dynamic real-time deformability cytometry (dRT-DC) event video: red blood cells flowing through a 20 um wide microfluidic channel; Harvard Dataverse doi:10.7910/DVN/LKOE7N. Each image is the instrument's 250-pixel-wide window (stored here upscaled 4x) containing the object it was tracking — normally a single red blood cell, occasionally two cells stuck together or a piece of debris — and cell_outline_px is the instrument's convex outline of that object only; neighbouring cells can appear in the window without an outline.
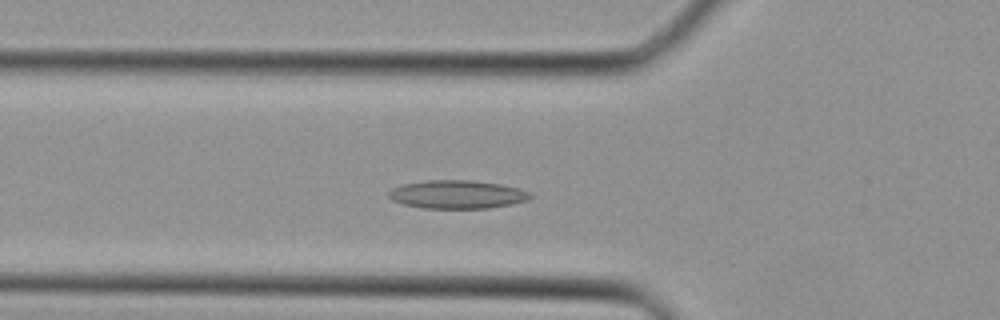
{"species": "Egyptian fruit bat (a non-hibernating species)", "species_latin": "Rousettus aegyptiacus", "temperature_condition": "cold", "stored_images_in_passage": 25, "camera_frame_rate_fps": 3000, "um_per_image_px": 0.085, "animal": {"sex": "female"}, "frame": {"image": 1, "passage_image": 2, "time_ms": 0.333, "image_size_px": [1000, 320], "cell_outline_px": [[532, 196], [528, 200], [512, 204], [488, 208], [424, 208], [404, 204], [392, 200], [388, 196], [388, 192], [392, 188], [400, 184], [428, 180], [472, 180], [500, 184], [520, 188], [532, 192]], "centroid_in_image_um": [38.88, 16.52], "position_along_channel_um": 86.9, "area_um2": 23.52}}
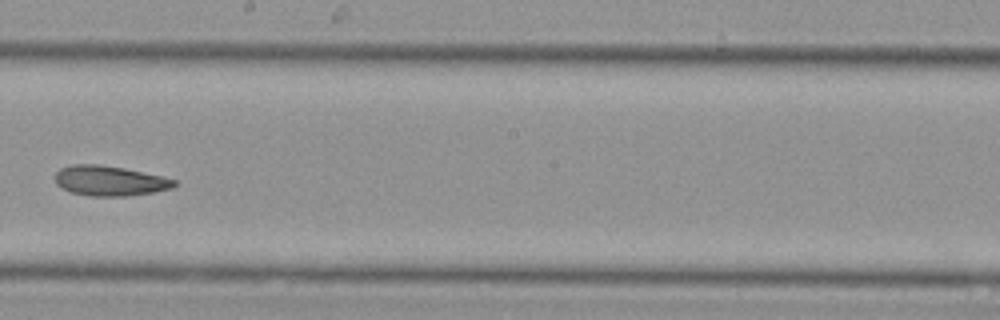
{"frame": {"image": 2, "passage_image": 11, "time_ms": 3.333, "image_size_px": [1000, 320], "cell_outline_px": [[180, 184], [172, 188], [152, 192], [128, 196], [88, 196], [72, 192], [56, 184], [56, 172], [60, 168], [72, 164], [96, 164], [124, 168], [160, 176], [176, 180]], "centroid_in_image_um": [9.34, 15.37], "position_along_channel_um": 238.9, "area_um2": 20.75}}
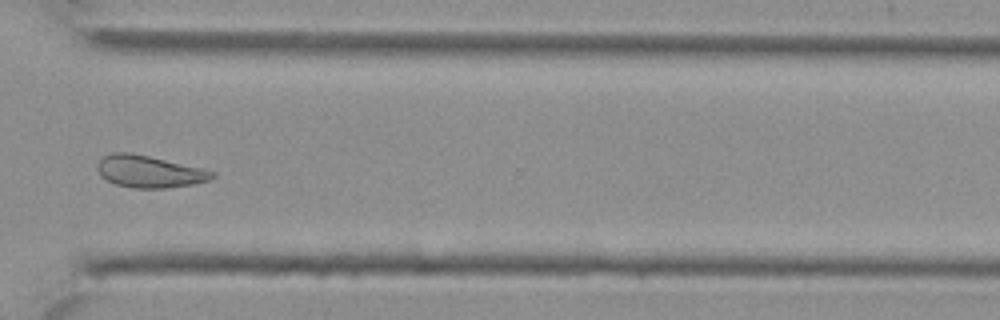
{"frame": {"image": 3, "passage_image": 18, "time_ms": 5.667, "image_size_px": [1000, 320], "cell_outline_px": [[216, 176], [212, 180], [192, 184], [168, 188], [132, 188], [116, 184], [100, 176], [96, 168], [96, 164], [104, 156], [112, 152], [128, 152], [148, 156], [204, 168], [216, 172]], "centroid_in_image_um": [12.71, 14.58], "position_along_channel_um": 357.9, "area_um2": 21.62}}